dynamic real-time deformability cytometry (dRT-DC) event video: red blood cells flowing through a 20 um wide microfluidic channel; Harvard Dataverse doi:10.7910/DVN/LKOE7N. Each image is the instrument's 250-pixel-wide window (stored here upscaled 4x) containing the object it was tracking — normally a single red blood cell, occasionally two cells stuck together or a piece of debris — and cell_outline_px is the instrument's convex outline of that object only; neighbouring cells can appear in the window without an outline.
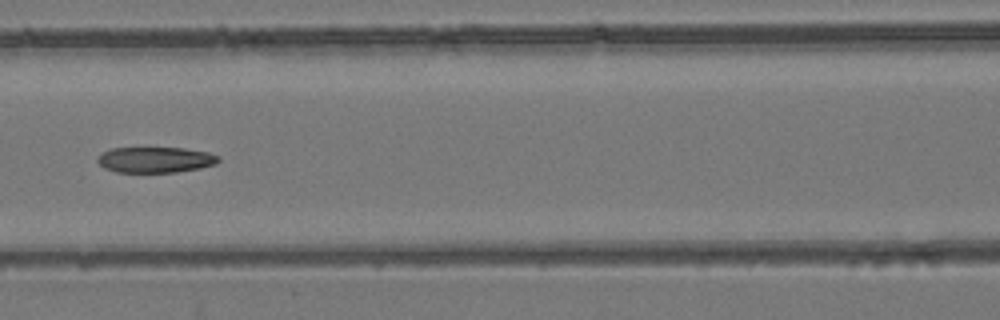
{"species": "common noctule bat (a hibernating species)", "species_latin": "Nyctalus noctula", "temperature_condition": "room temperature", "stored_images_in_passage": 8, "camera_frame_rate_fps": 3000, "um_per_image_px": 0.085, "animal": {"sex": "female", "body_mass_g": 24.6, "forearm_length_mm": 56.2}, "frame": {"image": 1, "passage_image": 8, "time_ms": 8.0, "image_size_px": [1000, 320], "cell_outline_px": [[220, 160], [216, 164], [200, 168], [176, 172], [116, 172], [104, 168], [96, 160], [96, 156], [112, 148], [184, 148], [208, 152], [220, 156]], "centroid_in_image_um": [13.21, 13.58], "position_along_channel_um": 153.4, "area_um2": 18.21}}